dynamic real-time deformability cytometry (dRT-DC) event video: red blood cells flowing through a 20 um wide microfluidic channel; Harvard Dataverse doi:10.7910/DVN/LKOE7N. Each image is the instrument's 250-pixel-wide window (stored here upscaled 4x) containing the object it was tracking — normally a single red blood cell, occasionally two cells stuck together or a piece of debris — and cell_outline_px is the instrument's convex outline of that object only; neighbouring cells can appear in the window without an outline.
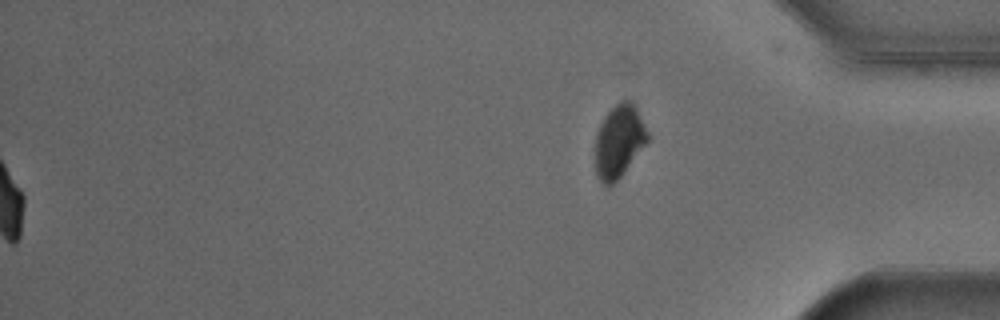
{"species": "Egyptian fruit bat (a non-hibernating species)", "species_latin": "Rousettus aegyptiacus", "temperature_condition": "cold", "stored_images_in_passage": 54, "segment_of_instrument_passage": [2, 2], "camera_frame_rate_fps": 3000, "um_per_image_px": 0.085, "animal": {"sex": "male"}, "frame": {"image": 1, "passage_image": 54, "time_ms": 17.667, "image_size_px": [1000, 320], "cell_outline_px": [[652, 136], [620, 176], [612, 184], [604, 184], [596, 176], [596, 132], [604, 116], [620, 100], [632, 100]], "centroid_in_image_um": [52.64, 11.95], "position_along_channel_um": 382.6, "area_um2": 22.14}}